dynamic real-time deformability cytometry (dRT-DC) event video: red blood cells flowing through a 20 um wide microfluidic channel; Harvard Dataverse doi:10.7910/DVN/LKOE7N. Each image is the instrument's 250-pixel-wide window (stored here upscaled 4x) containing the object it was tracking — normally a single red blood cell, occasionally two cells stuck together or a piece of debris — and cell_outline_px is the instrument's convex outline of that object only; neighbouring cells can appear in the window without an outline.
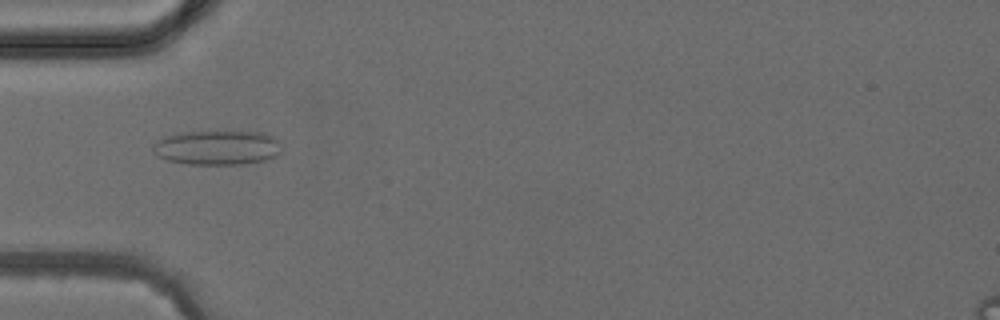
{"species": "common noctule bat (a hibernating species)", "species_latin": "Nyctalus noctula", "temperature_condition": "cold", "stored_images_in_passage": 1, "camera_frame_rate_fps": 3000, "um_per_image_px": 0.085, "animal": {"sex": "female", "body_mass_g": 24.6, "forearm_length_mm": 56.2}, "frame": {"image": 1, "passage_image": 1, "time_ms": 0.0, "image_size_px": [1000, 320], "cell_outline_px": [[280, 152], [276, 156], [264, 160], [240, 164], [188, 164], [168, 160], [156, 156], [152, 152], [152, 144], [168, 136], [180, 132], [228, 128], [264, 132], [276, 136], [280, 140]], "centroid_in_image_um": [18.51, 12.48], "position_along_channel_um": 66.5, "area_um2": 27.11}}